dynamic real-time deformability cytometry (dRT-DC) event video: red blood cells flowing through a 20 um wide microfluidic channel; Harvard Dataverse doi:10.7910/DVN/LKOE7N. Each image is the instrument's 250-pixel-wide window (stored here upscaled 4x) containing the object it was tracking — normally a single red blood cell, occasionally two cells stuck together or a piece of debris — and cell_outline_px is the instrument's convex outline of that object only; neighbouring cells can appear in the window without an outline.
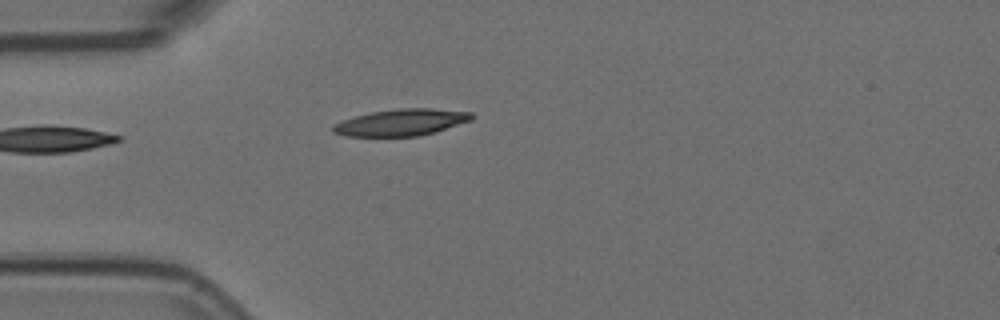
{"species": "Egyptian fruit bat (a non-hibernating species)", "species_latin": "Rousettus aegyptiacus", "temperature_condition": "room temperature", "stored_images_in_passage": 5, "camera_frame_rate_fps": 3000, "um_per_image_px": 0.085, "animal": {"sex": "female"}, "frame": {"image": 1, "passage_image": 5, "time_ms": 1.333, "image_size_px": [1000, 320], "cell_outline_px": [[476, 116], [472, 120], [436, 132], [420, 136], [344, 136], [332, 132], [332, 124], [356, 116], [372, 112], [400, 108], [432, 108], [472, 112]], "centroid_in_image_um": [34.15, 10.4], "position_along_channel_um": 50.9, "area_um2": 21.68}}